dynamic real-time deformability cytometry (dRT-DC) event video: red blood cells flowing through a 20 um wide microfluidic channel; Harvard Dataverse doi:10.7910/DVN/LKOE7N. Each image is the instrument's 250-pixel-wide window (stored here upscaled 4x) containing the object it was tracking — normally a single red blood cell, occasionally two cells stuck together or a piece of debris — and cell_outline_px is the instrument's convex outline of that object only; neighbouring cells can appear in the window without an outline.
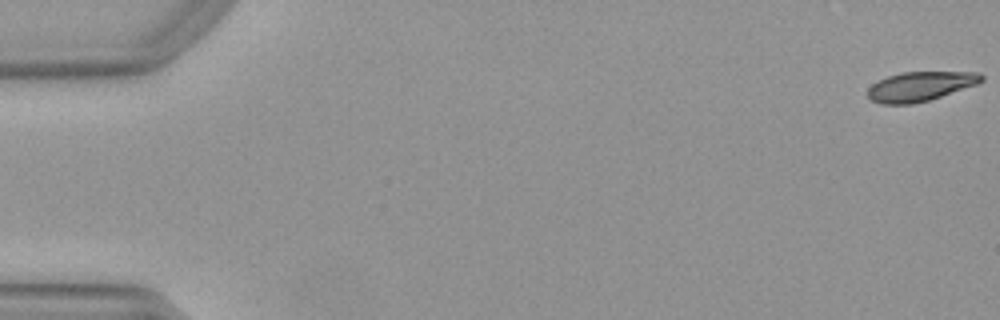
{"species": "Egyptian fruit bat (a non-hibernating species)", "species_latin": "Rousettus aegyptiacus", "temperature_condition": "warm", "stored_images_in_passage": 52, "camera_frame_rate_fps": 3000, "um_per_image_px": 0.085, "animal": {"sex": "female"}, "frame": {"image": 1, "passage_image": 1, "time_ms": 0.0, "image_size_px": [1000, 320], "cell_outline_px": [[984, 80], [976, 84], [928, 100], [912, 104], [880, 104], [872, 100], [868, 96], [868, 88], [872, 84], [888, 76], [904, 72], [980, 72], [984, 76]], "centroid_in_image_um": [78.22, 7.33], "position_along_channel_um": 6.8, "area_um2": 19.25}}
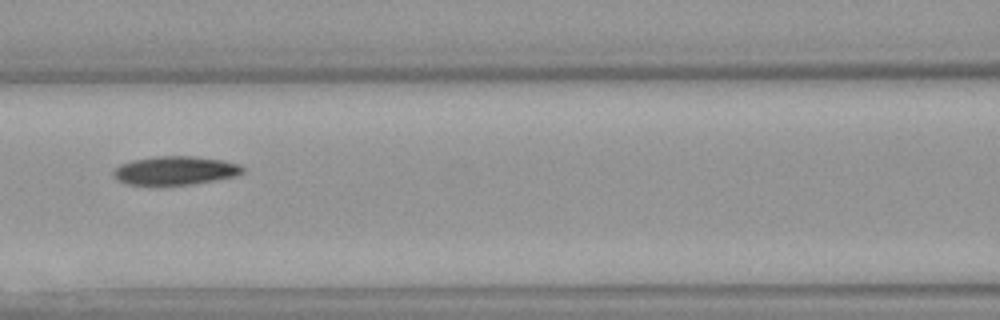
{"frame": {"image": 2, "passage_image": 24, "time_ms": 7.667, "image_size_px": [1000, 320], "cell_outline_px": [[244, 172], [236, 176], [216, 180], [192, 184], [160, 188], [128, 184], [116, 180], [112, 176], [112, 172], [120, 164], [132, 160], [156, 156], [192, 156], [224, 160], [240, 164], [244, 168]], "centroid_in_image_um": [14.85, 14.54], "position_along_channel_um": 151.7, "area_um2": 22.48}}
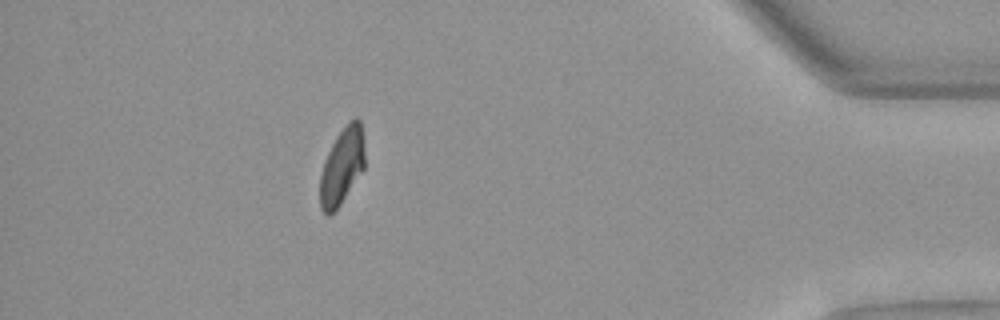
{"frame": {"image": 3, "passage_image": 47, "time_ms": 15.333, "image_size_px": [1000, 320], "cell_outline_px": [[364, 168], [340, 204], [328, 216], [320, 208], [320, 176], [324, 160], [336, 136], [356, 116], [360, 120], [364, 144]], "centroid_in_image_um": [29.06, 14.13], "position_along_channel_um": 406.1, "area_um2": 19.59}, "authors_computed_cell_mechanics": {"area_um2": 21.1548, "velocity_mm_per_s": 3.9646, "shape_relaxation_time_tau1_ms": 8.157, "shape_relaxation_time_tau2_ms": null, "deformation_change_tau1": 0.2196, "deformation_change_tau2": null}}